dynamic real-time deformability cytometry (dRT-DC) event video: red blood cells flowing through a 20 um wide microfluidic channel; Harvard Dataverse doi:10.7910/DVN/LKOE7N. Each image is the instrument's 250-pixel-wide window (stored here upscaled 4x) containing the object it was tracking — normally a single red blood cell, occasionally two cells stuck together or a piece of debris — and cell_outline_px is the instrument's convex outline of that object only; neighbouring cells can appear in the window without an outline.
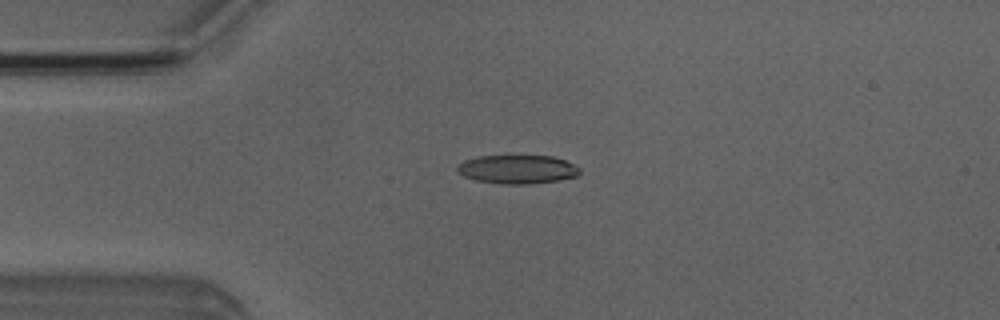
{"species": "Egyptian fruit bat (a non-hibernating species)", "species_latin": "Rousettus aegyptiacus", "temperature_condition": "room temperature", "stored_images_in_passage": 5, "camera_frame_rate_fps": 3000, "um_per_image_px": 0.085, "animal": {"sex": "male"}, "frame": {"image": 1, "passage_image": 3, "time_ms": 2.333, "image_size_px": [1000, 320], "cell_outline_px": [[580, 172], [576, 176], [556, 180], [528, 184], [500, 184], [476, 180], [464, 176], [456, 172], [456, 168], [464, 160], [480, 156], [552, 156], [564, 160], [580, 168]], "centroid_in_image_um": [43.94, 14.39], "position_along_channel_um": 41.1, "area_um2": 20.29}}
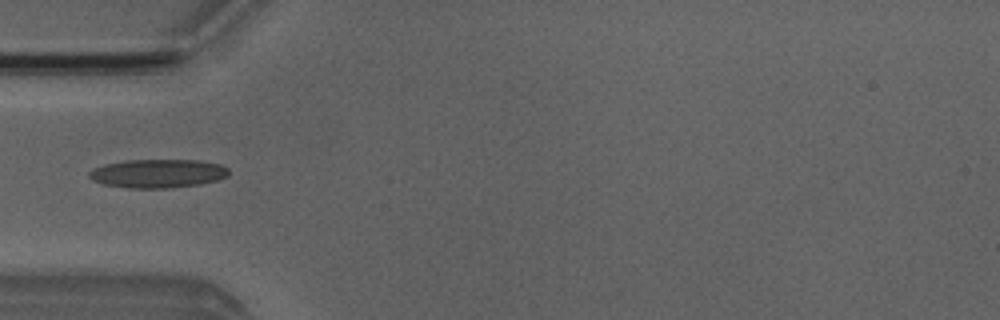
{"frame": {"image": 2, "passage_image": 4, "time_ms": 3.667, "image_size_px": [1000, 320], "cell_outline_px": [[228, 176], [216, 180], [200, 184], [168, 188], [128, 188], [104, 184], [92, 180], [88, 176], [88, 172], [92, 168], [104, 164], [124, 160], [200, 160], [220, 164], [228, 168]], "centroid_in_image_um": [13.38, 14.74], "position_along_channel_um": 71.6, "area_um2": 23.41}}